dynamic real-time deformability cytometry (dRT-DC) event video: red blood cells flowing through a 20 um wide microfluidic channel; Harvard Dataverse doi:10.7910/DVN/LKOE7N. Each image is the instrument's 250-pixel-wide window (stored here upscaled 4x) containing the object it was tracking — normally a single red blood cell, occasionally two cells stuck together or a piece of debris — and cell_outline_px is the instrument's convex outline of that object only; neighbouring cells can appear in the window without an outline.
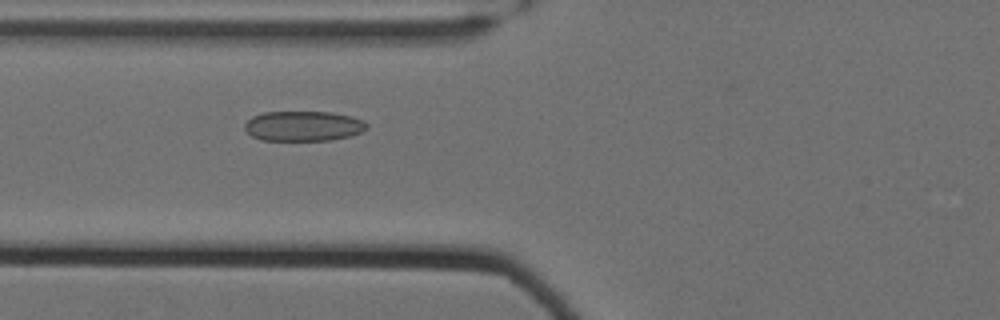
{"species": "Egyptian fruit bat (a non-hibernating species)", "species_latin": "Rousettus aegyptiacus", "temperature_condition": "cold", "stored_images_in_passage": 41, "camera_frame_rate_fps": 3000, "um_per_image_px": 0.085, "animal": {"sex": "female"}, "frame": {"image": 1, "passage_image": 7, "time_ms": 2.0, "image_size_px": [1000, 320], "cell_outline_px": [[368, 128], [364, 132], [352, 136], [332, 140], [260, 140], [252, 136], [244, 128], [244, 124], [252, 116], [264, 112], [332, 112], [352, 116], [364, 120], [368, 124]], "centroid_in_image_um": [25.84, 10.71], "position_along_channel_um": 100.0, "area_um2": 21.68}}
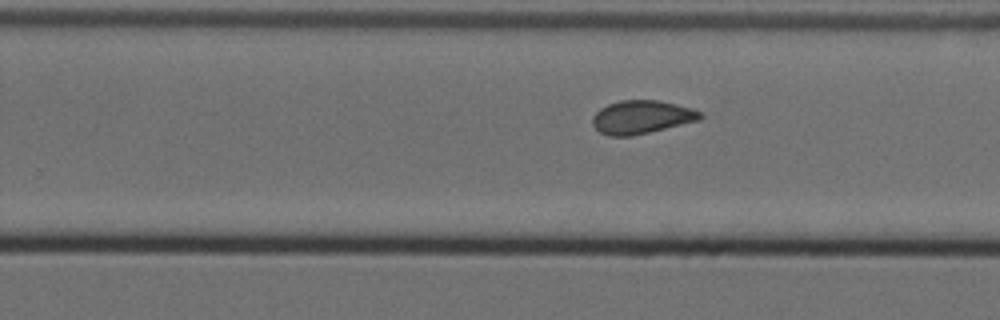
{"frame": {"image": 2, "passage_image": 22, "time_ms": 7.0, "image_size_px": [1000, 320], "cell_outline_px": [[704, 116], [700, 120], [632, 136], [608, 136], [600, 132], [592, 124], [592, 116], [600, 108], [608, 104], [620, 100], [660, 100], [692, 108], [700, 112]], "centroid_in_image_um": [54.53, 9.95], "position_along_channel_um": 275.3, "area_um2": 20.98}}
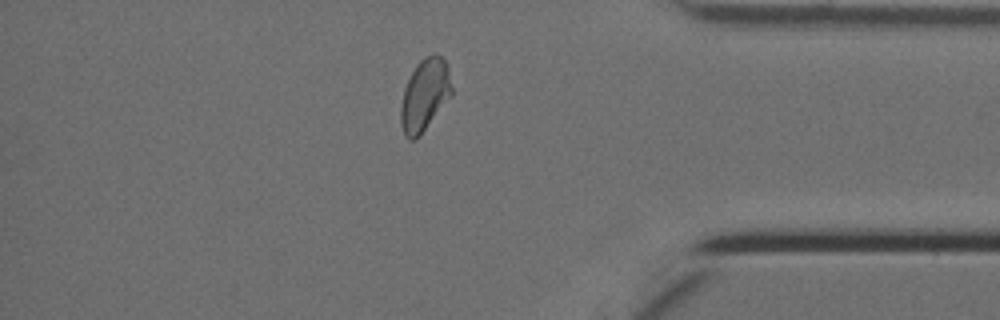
{"frame": {"image": 3, "passage_image": 34, "time_ms": 11.0, "image_size_px": [1000, 320], "cell_outline_px": [[452, 96], [420, 136], [412, 140], [408, 140], [404, 136], [400, 120], [400, 108], [404, 88], [416, 64], [424, 56], [432, 52], [436, 52], [444, 60], [448, 68], [452, 88]], "centroid_in_image_um": [36.1, 8.07], "position_along_channel_um": 399.1, "area_um2": 21.68}, "authors_computed_cell_mechanics": {"area_um2": 20.7502, "velocity_mm_per_s": 3.4931, "shape_relaxation_time_tau1_ms": null, "shape_relaxation_time_tau2_ms": 1.9081, "deformation_change_tau1": null, "deformation_change_tau2": 0.0747}}